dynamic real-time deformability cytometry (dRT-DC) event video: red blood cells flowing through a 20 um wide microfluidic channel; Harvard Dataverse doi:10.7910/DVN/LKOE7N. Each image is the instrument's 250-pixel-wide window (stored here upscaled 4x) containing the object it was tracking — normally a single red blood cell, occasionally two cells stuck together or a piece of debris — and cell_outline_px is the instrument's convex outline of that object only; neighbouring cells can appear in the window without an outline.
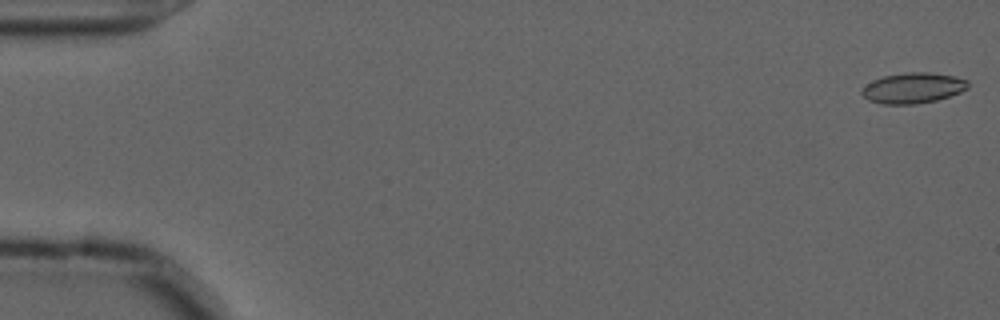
{"species": "common noctule bat (a hibernating species)", "species_latin": "Nyctalus noctula", "temperature_condition": "cold", "stored_images_in_passage": 56, "camera_frame_rate_fps": 3000, "um_per_image_px": 0.085, "animal": {"sex": "male", "forearm_length_mm": 52.5}, "frame": {"image": 1, "passage_image": 1, "time_ms": 0.0, "image_size_px": [1000, 320], "cell_outline_px": [[968, 88], [960, 92], [936, 100], [916, 104], [884, 104], [868, 100], [860, 92], [860, 88], [872, 80], [884, 76], [908, 72], [928, 72], [956, 76], [968, 80]], "centroid_in_image_um": [77.59, 7.47], "position_along_channel_um": 7.4, "area_um2": 18.96}}
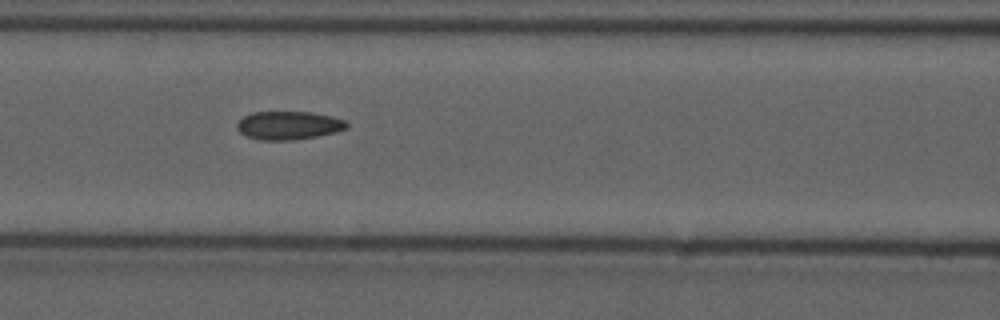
{"frame": {"image": 2, "passage_image": 24, "time_ms": 7.667, "image_size_px": [1000, 320], "cell_outline_px": [[348, 128], [336, 132], [296, 140], [260, 140], [248, 136], [240, 132], [236, 128], [236, 124], [244, 116], [252, 112], [312, 112], [332, 116], [344, 120], [348, 124]], "centroid_in_image_um": [24.54, 10.66], "position_along_channel_um": 142.1, "area_um2": 18.15}}
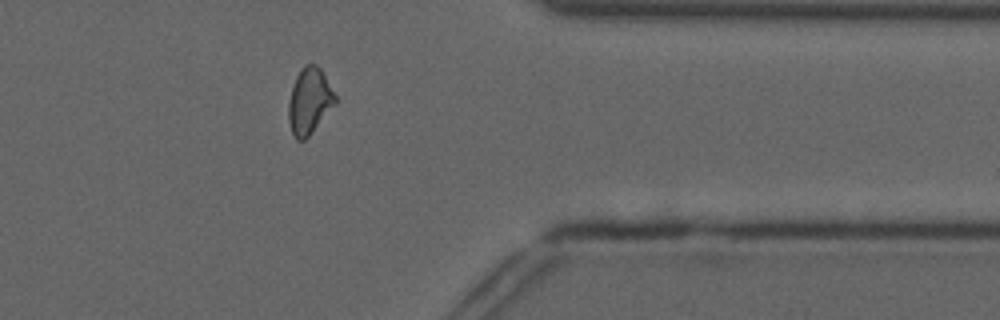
{"frame": {"image": 3, "passage_image": 45, "time_ms": 14.667, "image_size_px": [1000, 320], "cell_outline_px": [[336, 104], [308, 136], [304, 140], [296, 140], [292, 132], [288, 120], [288, 104], [292, 88], [296, 76], [300, 68], [304, 64], [316, 64], [320, 68], [336, 96]], "centroid_in_image_um": [26.29, 8.58], "position_along_channel_um": 385.1, "area_um2": 17.86}, "authors_computed_cell_mechanics": {"area_um2": 18.1781, "velocity_mm_per_s": 3.6778, "shape_relaxation_time_tau1_ms": null, "shape_relaxation_time_tau2_ms": 2.7512, "deformation_change_tau1": null, "deformation_change_tau2": 0.0792}}